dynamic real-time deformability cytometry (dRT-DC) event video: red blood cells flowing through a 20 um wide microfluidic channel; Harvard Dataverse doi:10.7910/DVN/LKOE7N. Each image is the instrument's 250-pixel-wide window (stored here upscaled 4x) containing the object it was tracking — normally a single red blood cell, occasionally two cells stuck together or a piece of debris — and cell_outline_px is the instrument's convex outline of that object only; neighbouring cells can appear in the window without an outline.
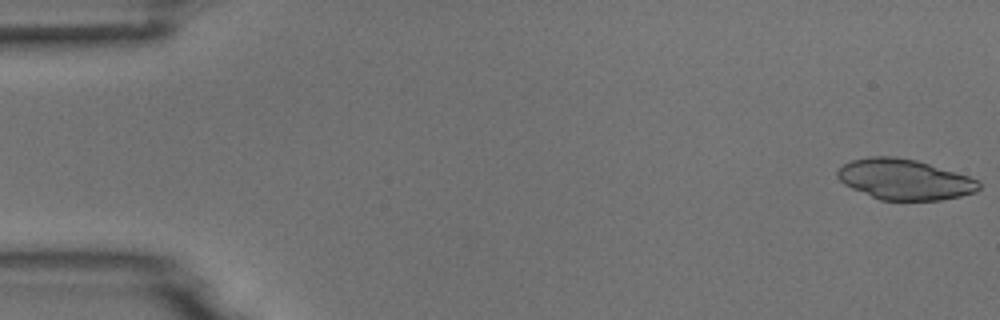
{"species": "common noctule bat (a hibernating species)", "species_latin": "Nyctalus noctula", "temperature_condition": "room temperature", "stored_images_in_passage": 6, "camera_frame_rate_fps": 3000, "um_per_image_px": 0.085, "animal": {"sex": "male", "body_mass_g": 18.8}, "frame": {"image": 1, "passage_image": 1, "time_ms": 0.0, "image_size_px": [1000, 320], "cell_outline_px": [[980, 188], [976, 192], [960, 196], [940, 200], [880, 200], [852, 188], [844, 184], [836, 176], [836, 172], [844, 164], [852, 160], [868, 156], [896, 156], [916, 160], [968, 176], [980, 180]], "centroid_in_image_um": [76.88, 15.25], "position_along_channel_um": 8.1, "area_um2": 33.35}}
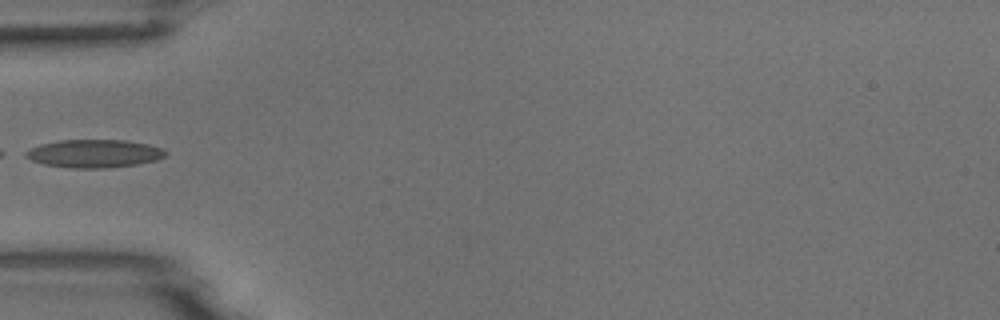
{"frame": {"image": 2, "passage_image": 5, "time_ms": 1.333, "image_size_px": [1000, 320], "cell_outline_px": [[168, 152], [164, 156], [156, 160], [136, 164], [108, 168], [68, 168], [44, 164], [32, 160], [24, 156], [24, 152], [40, 144], [60, 140], [128, 140], [148, 144], [164, 148]], "centroid_in_image_um": [8.02, 13.05], "position_along_channel_um": 77.0, "area_um2": 22.95}}